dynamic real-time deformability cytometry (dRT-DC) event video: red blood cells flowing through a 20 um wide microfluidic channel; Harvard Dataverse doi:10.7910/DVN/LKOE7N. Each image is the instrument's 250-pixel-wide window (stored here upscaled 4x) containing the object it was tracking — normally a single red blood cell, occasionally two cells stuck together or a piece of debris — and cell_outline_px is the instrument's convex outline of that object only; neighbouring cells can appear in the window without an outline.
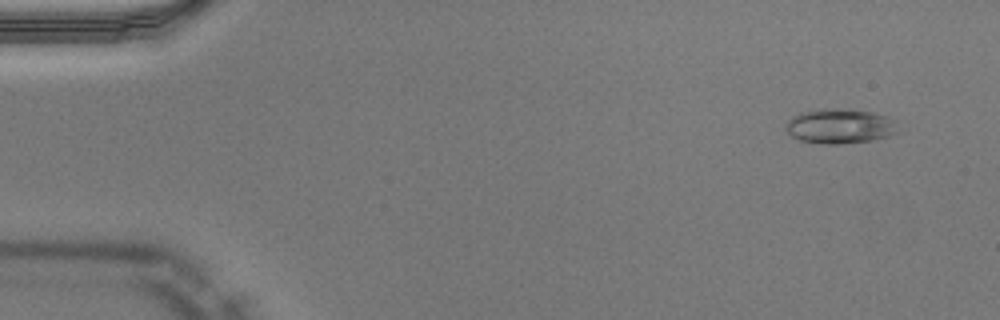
{"species": "Egyptian fruit bat (a non-hibernating species)", "species_latin": "Rousettus aegyptiacus", "temperature_condition": "warm", "stored_images_in_passage": 22, "camera_frame_rate_fps": 3000, "um_per_image_px": 0.085, "animal": {"sex": "male"}, "frame": {"image": 1, "passage_image": 4, "time_ms": 1.0, "image_size_px": [1000, 320], "cell_outline_px": [[900, 132], [888, 136], [872, 140], [840, 144], [820, 144], [800, 140], [792, 136], [788, 132], [788, 120], [792, 116], [800, 112], [872, 112], [884, 116], [892, 120]], "centroid_in_image_um": [71.41, 10.8], "position_along_channel_um": 13.6, "area_um2": 21.33}}